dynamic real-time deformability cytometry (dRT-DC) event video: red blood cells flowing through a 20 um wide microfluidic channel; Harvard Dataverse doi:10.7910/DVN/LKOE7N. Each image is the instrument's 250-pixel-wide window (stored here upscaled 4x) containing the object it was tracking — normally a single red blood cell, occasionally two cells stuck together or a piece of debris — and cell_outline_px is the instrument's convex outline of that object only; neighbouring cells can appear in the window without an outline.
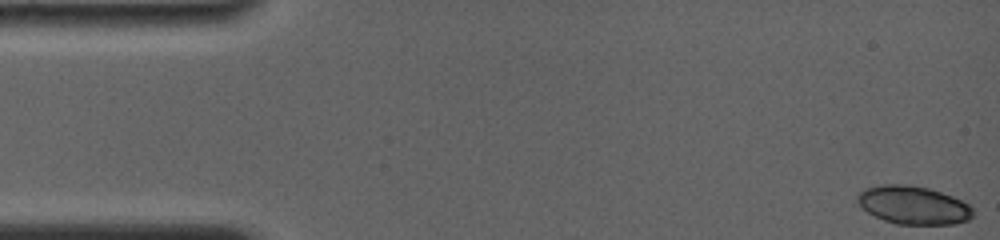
{"species": "common noctule bat (a hibernating species)", "species_latin": "Nyctalus noctula", "temperature_condition": "room temperature", "stored_images_in_passage": 16, "camera_frame_rate_fps": 4000, "um_per_image_px": 0.085, "animal": {"sex": "female", "body_mass_g": 19.0, "forearm_length_mm": 56.7}, "frame": {"image": 1, "passage_image": 1, "time_ms": 0.0, "image_size_px": [1000, 240], "cell_outline_px": [[972, 216], [968, 220], [952, 224], [896, 224], [884, 220], [860, 208], [856, 200], [856, 196], [864, 188], [884, 184], [912, 184], [928, 188], [952, 196], [968, 204], [972, 208]], "centroid_in_image_um": [77.58, 17.42], "position_along_channel_um": 7.4, "area_um2": 25.78}}
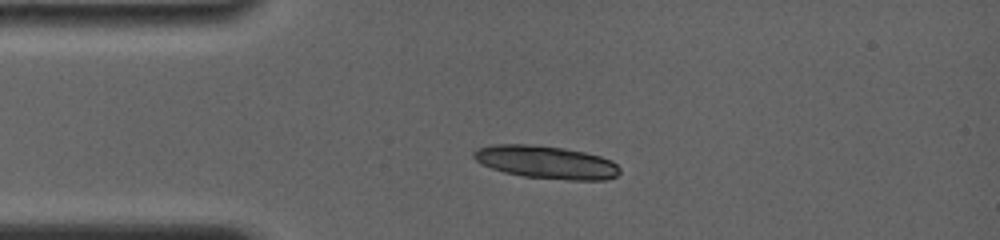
{"frame": {"image": 2, "passage_image": 14, "time_ms": 3.5, "image_size_px": [1000, 240], "cell_outline_px": [[620, 172], [616, 176], [604, 180], [568, 180], [524, 176], [504, 172], [492, 168], [476, 160], [472, 156], [472, 152], [476, 148], [492, 144], [528, 144], [564, 148], [584, 152], [600, 156], [612, 160], [620, 168]], "centroid_in_image_um": [46.42, 13.78], "position_along_channel_um": 38.6, "area_um2": 27.98}}